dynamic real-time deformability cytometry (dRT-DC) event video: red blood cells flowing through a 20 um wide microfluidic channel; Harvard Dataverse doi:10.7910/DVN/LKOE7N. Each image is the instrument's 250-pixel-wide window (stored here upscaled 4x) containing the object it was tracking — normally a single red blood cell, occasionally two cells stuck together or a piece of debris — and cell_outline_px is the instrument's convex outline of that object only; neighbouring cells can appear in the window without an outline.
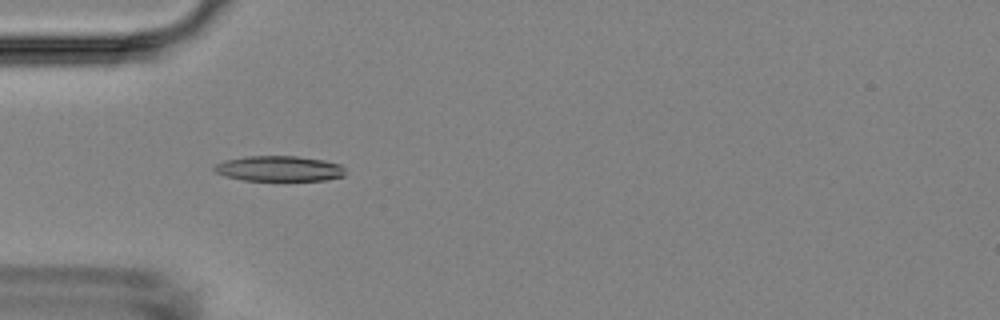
{"species": "Egyptian fruit bat (a non-hibernating species)", "species_latin": "Rousettus aegyptiacus", "temperature_condition": "room temperature", "stored_images_in_passage": 43, "camera_frame_rate_fps": 3000, "um_per_image_px": 0.085, "animal": {"sex": "female"}, "frame": {"image": 1, "passage_image": 5, "time_ms": 1.333, "image_size_px": [1000, 320], "cell_outline_px": [[344, 176], [324, 180], [244, 180], [224, 176], [216, 172], [212, 168], [212, 164], [224, 160], [248, 156], [296, 156], [324, 160], [340, 164], [344, 168]], "centroid_in_image_um": [23.68, 14.32], "position_along_channel_um": 61.3, "area_um2": 19.42}}
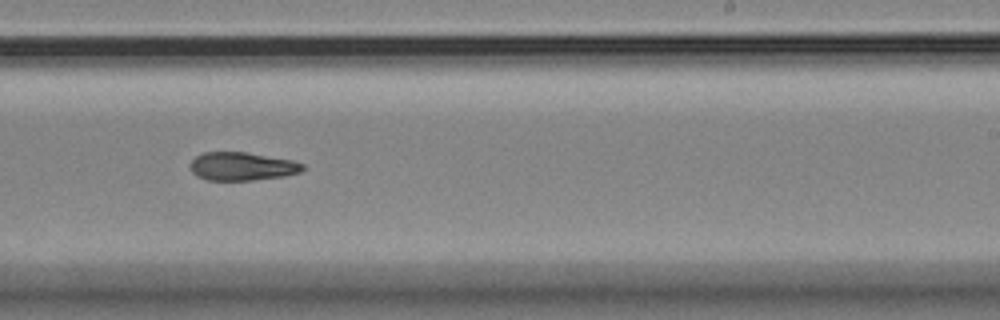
{"frame": {"image": 2, "passage_image": 22, "time_ms": 7.0, "image_size_px": [1000, 320], "cell_outline_px": [[304, 168], [300, 172], [284, 176], [252, 180], [204, 180], [196, 176], [192, 172], [188, 164], [196, 156], [204, 152], [244, 152], [292, 160], [304, 164]], "centroid_in_image_um": [20.53, 14.14], "position_along_channel_um": 268.5, "area_um2": 18.55}}
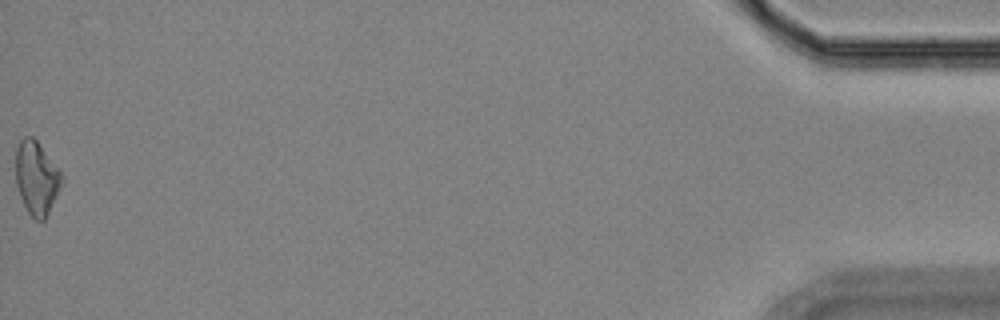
{"frame": {"image": 3, "passage_image": 43, "time_ms": 14.0, "image_size_px": [1000, 320], "cell_outline_px": [[64, 180], [44, 220], [36, 220], [28, 212], [20, 196], [16, 184], [16, 148], [20, 140], [24, 136], [32, 136], [36, 140], [64, 176]], "centroid_in_image_um": [3.1, 15.11], "position_along_channel_um": 432.1, "area_um2": 19.42}}